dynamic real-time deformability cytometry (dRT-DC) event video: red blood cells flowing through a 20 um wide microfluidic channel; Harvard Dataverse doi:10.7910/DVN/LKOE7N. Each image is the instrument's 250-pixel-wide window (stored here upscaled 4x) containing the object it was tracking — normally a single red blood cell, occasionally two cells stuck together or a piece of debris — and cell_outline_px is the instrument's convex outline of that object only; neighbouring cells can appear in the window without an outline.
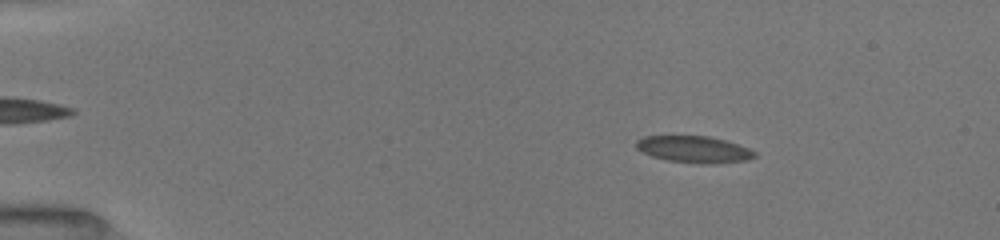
{"species": "common noctule bat (a hibernating species)", "species_latin": "Nyctalus noctula", "temperature_condition": "room temperature", "stored_images_in_passage": 52, "camera_frame_rate_fps": 3000, "um_per_image_px": 0.085, "animal": {"sex": "female", "body_mass_g": 19.5, "forearm_length_mm": 54.1}, "frame": {"image": 1, "passage_image": 8, "time_ms": 2.333, "image_size_px": [1000, 240], "cell_outline_px": [[756, 156], [744, 160], [712, 164], [704, 164], [668, 160], [652, 156], [636, 148], [636, 140], [644, 136], [708, 136], [724, 140], [748, 148], [756, 152]], "centroid_in_image_um": [58.97, 12.69], "position_along_channel_um": 26.0, "area_um2": 18.15}}
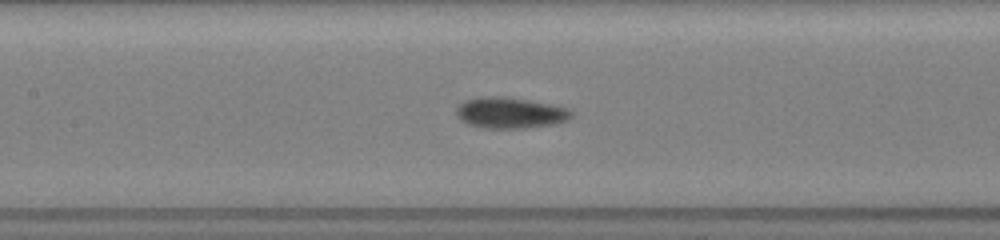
{"frame": {"image": 2, "passage_image": 25, "time_ms": 8.0, "image_size_px": [1000, 240], "cell_outline_px": [[572, 116], [568, 120], [552, 124], [524, 128], [480, 128], [468, 124], [460, 120], [456, 116], [456, 108], [464, 100], [480, 96], [504, 96], [552, 104], [568, 108], [572, 112]], "centroid_in_image_um": [43.32, 9.58], "position_along_channel_um": 164.1, "area_um2": 20.98}}
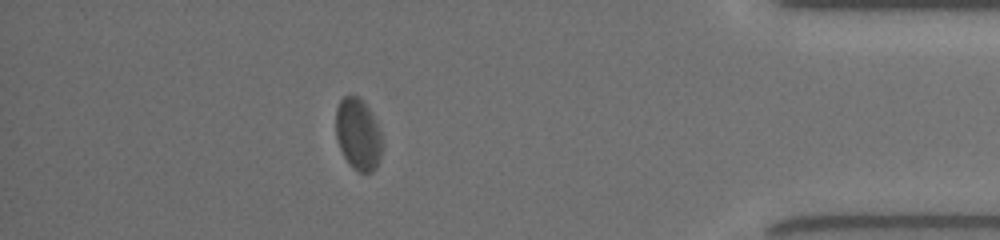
{"frame": {"image": 3, "passage_image": 46, "time_ms": 15.0, "image_size_px": [1000, 240], "cell_outline_px": [[380, 160], [376, 168], [372, 172], [360, 172], [352, 168], [344, 156], [340, 148], [336, 136], [336, 108], [340, 100], [348, 92], [356, 96], [368, 108], [380, 132]], "centroid_in_image_um": [30.4, 11.41], "position_along_channel_um": 404.8, "area_um2": 19.02}}